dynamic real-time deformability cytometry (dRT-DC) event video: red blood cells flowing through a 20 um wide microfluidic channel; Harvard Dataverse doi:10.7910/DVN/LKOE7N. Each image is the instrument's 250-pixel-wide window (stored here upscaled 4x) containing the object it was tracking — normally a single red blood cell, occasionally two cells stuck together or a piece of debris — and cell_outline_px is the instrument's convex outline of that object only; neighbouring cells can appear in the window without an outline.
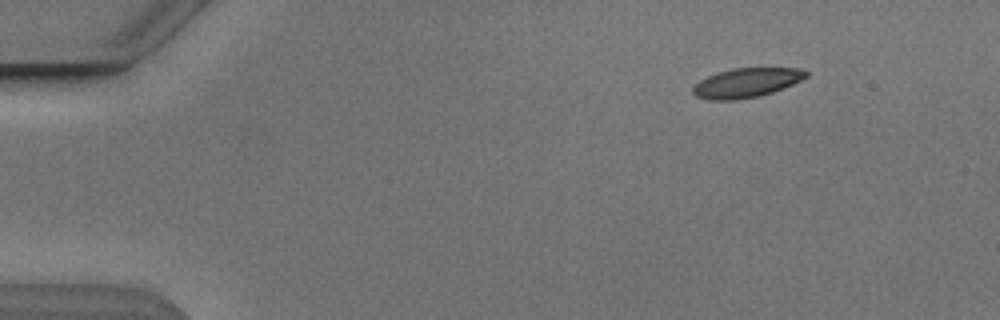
{"species": "Egyptian fruit bat (a non-hibernating species)", "species_latin": "Rousettus aegyptiacus", "temperature_condition": "cold", "stored_images_in_passage": 9, "camera_frame_rate_fps": 3000, "um_per_image_px": 0.085, "animal": {"sex": "male"}, "frame": {"image": 1, "passage_image": 1, "time_ms": 0.0, "image_size_px": [1000, 320], "cell_outline_px": [[808, 76], [792, 84], [772, 92], [760, 96], [736, 100], [708, 100], [696, 96], [692, 92], [692, 88], [700, 80], [708, 76], [732, 68], [796, 68], [808, 72]], "centroid_in_image_um": [63.42, 7.04], "position_along_channel_um": 21.6, "area_um2": 19.19}}